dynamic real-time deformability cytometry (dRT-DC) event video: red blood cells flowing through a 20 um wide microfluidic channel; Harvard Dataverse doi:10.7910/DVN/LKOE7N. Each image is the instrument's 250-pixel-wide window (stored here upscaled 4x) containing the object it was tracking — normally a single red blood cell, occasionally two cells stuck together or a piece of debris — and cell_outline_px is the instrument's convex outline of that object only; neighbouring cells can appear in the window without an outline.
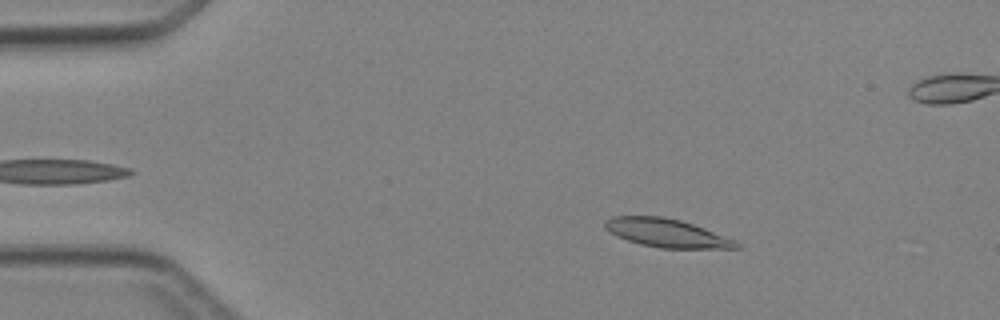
{"species": "Egyptian fruit bat (a non-hibernating species)", "species_latin": "Rousettus aegyptiacus", "temperature_condition": "cold", "stored_images_in_passage": 4, "camera_frame_rate_fps": 3000, "um_per_image_px": 0.085, "animal": {"sex": "female"}, "frame": {"image": 1, "passage_image": 2, "time_ms": 1.333, "image_size_px": [1000, 320], "cell_outline_px": [[744, 248], [660, 248], [640, 244], [616, 236], [604, 228], [604, 220], [612, 216], [664, 216], [680, 220], [704, 228], [732, 240], [740, 244]], "centroid_in_image_um": [56.6, 19.8], "position_along_channel_um": 28.4, "area_um2": 21.56}}